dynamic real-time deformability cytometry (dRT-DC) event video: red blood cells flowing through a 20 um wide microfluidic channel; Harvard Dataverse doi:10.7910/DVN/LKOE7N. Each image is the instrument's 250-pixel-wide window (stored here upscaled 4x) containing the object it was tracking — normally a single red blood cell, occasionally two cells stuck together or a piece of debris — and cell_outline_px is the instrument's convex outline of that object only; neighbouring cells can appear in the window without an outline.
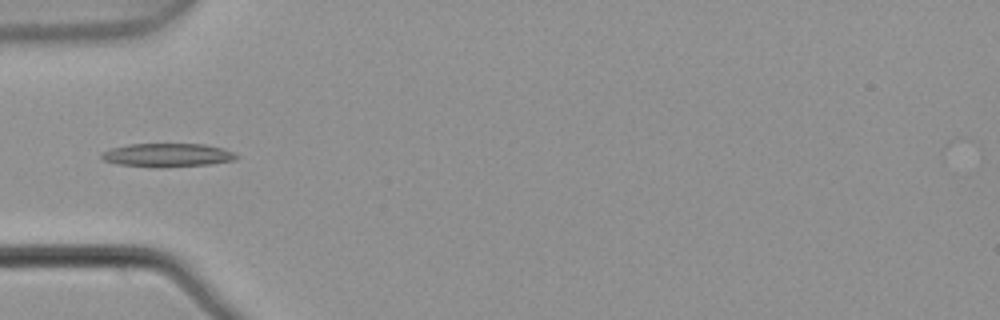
{"species": "common noctule bat (a hibernating species)", "species_latin": "Nyctalus noctula", "temperature_condition": "warm", "stored_images_in_passage": 6, "camera_frame_rate_fps": 3000, "um_per_image_px": 0.085, "animal": {"sex": "male", "body_mass_g": 21.5, "forearm_length_mm": 52.0}, "frame": {"image": 1, "passage_image": 4, "time_ms": 1.0, "image_size_px": [1000, 320], "cell_outline_px": [[240, 156], [236, 160], [212, 164], [160, 168], [152, 168], [120, 164], [104, 160], [100, 156], [100, 152], [112, 148], [128, 144], [204, 144], [224, 148]], "centroid_in_image_um": [14.25, 13.19], "position_along_channel_um": 70.7, "area_um2": 18.79}}
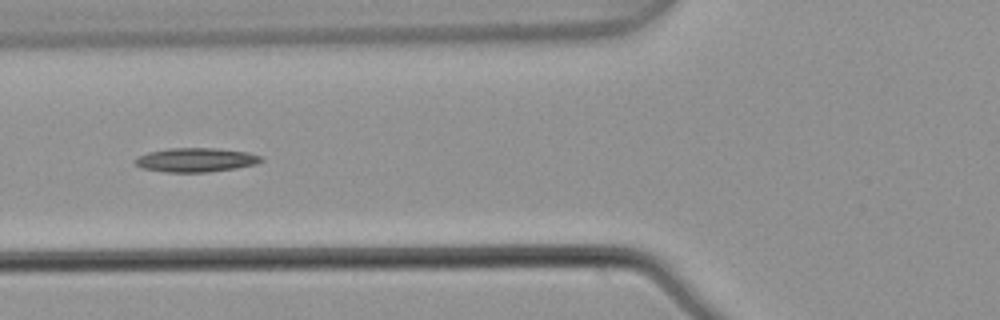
{"frame": {"image": 2, "passage_image": 5, "time_ms": 1.333, "image_size_px": [1000, 320], "cell_outline_px": [[264, 160], [256, 164], [236, 168], [208, 172], [164, 172], [140, 168], [132, 160], [148, 152], [168, 148], [216, 148], [248, 152], [260, 156]], "centroid_in_image_um": [16.63, 13.59], "position_along_channel_um": 109.2, "area_um2": 17.74}}
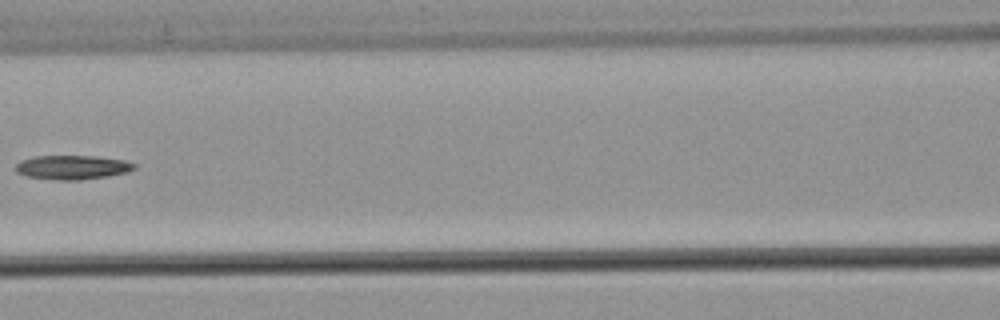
{"frame": {"image": 3, "passage_image": 6, "time_ms": 1.667, "image_size_px": [1000, 320], "cell_outline_px": [[136, 168], [128, 172], [108, 176], [80, 180], [56, 180], [24, 176], [16, 172], [16, 164], [20, 160], [36, 156], [96, 156], [124, 160], [136, 164]], "centroid_in_image_um": [6.14, 14.22], "position_along_channel_um": 160.5, "area_um2": 16.82}}